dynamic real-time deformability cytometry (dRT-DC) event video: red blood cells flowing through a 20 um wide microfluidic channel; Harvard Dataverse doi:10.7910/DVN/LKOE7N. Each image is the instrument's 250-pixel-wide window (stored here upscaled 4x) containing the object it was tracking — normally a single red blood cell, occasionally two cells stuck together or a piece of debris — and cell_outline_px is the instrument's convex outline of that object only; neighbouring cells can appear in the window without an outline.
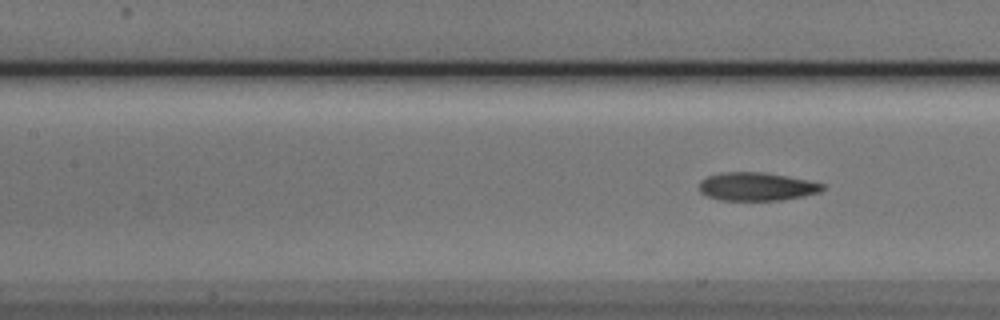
{"species": "Egyptian fruit bat (a non-hibernating species)", "species_latin": "Rousettus aegyptiacus", "temperature_condition": "cold", "stored_images_in_passage": 28, "camera_frame_rate_fps": 3000, "um_per_image_px": 0.085, "animal": {"sex": "male"}, "frame": {"image": 1, "passage_image": 17, "time_ms": 5.333, "image_size_px": [1000, 320], "cell_outline_px": [[824, 188], [820, 192], [804, 196], [784, 200], [720, 200], [708, 196], [700, 192], [700, 180], [708, 176], [720, 172], [764, 172], [808, 180], [824, 184]], "centroid_in_image_um": [64.32, 15.86], "position_along_channel_um": 143.1, "area_um2": 20.35}}
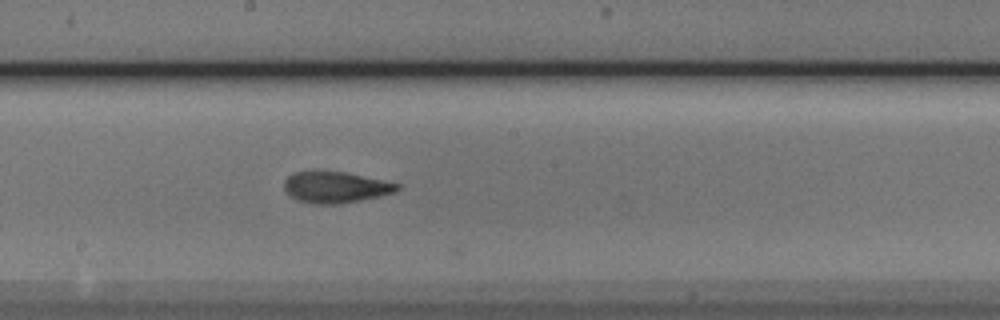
{"frame": {"image": 2, "passage_image": 23, "time_ms": 7.333, "image_size_px": [1000, 320], "cell_outline_px": [[400, 188], [396, 192], [380, 196], [360, 200], [336, 204], [312, 204], [296, 200], [288, 196], [284, 188], [284, 180], [288, 176], [296, 172], [344, 172], [400, 184]], "centroid_in_image_um": [28.49, 15.94], "position_along_channel_um": 219.7, "area_um2": 20.4}}
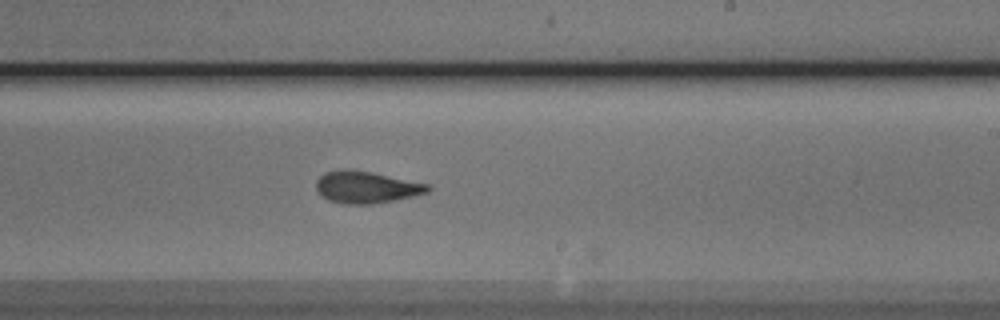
{"frame": {"image": 3, "passage_image": 26, "time_ms": 8.333, "image_size_px": [1000, 320], "cell_outline_px": [[432, 188], [428, 192], [412, 196], [372, 204], [348, 204], [328, 200], [320, 196], [316, 188], [316, 180], [324, 172], [368, 172], [432, 184]], "centroid_in_image_um": [31.17, 15.95], "position_along_channel_um": 257.8, "area_um2": 20.11}}